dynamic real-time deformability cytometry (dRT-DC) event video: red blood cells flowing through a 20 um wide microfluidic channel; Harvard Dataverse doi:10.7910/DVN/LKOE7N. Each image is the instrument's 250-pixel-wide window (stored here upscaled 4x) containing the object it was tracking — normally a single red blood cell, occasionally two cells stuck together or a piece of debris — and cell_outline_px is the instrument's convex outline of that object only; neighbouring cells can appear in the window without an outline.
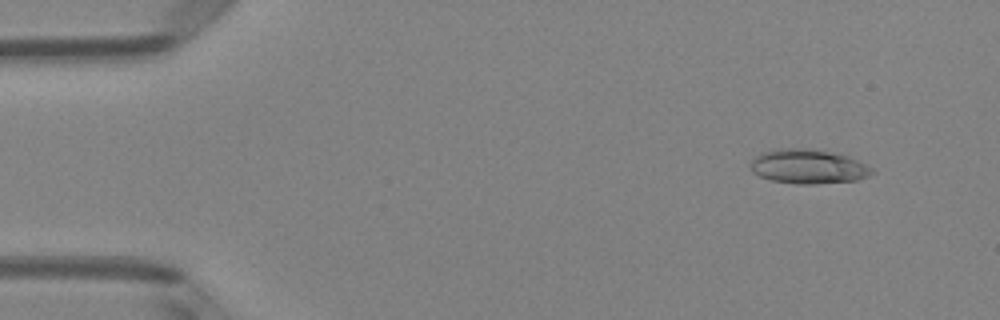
{"species": "Egyptian fruit bat (a non-hibernating species)", "species_latin": "Rousettus aegyptiacus", "temperature_condition": "room temperature", "stored_images_in_passage": 50, "camera_frame_rate_fps": 3000, "um_per_image_px": 0.085, "animal": {"sex": "female"}, "frame": {"image": 1, "passage_image": 5, "time_ms": 1.333, "image_size_px": [1000, 320], "cell_outline_px": [[876, 172], [868, 176], [856, 180], [816, 184], [796, 184], [772, 180], [760, 176], [752, 172], [752, 160], [756, 156], [764, 152], [780, 148], [808, 148], [848, 156], [872, 168]], "centroid_in_image_um": [68.71, 14.16], "position_along_channel_um": 16.3, "area_um2": 24.04}}
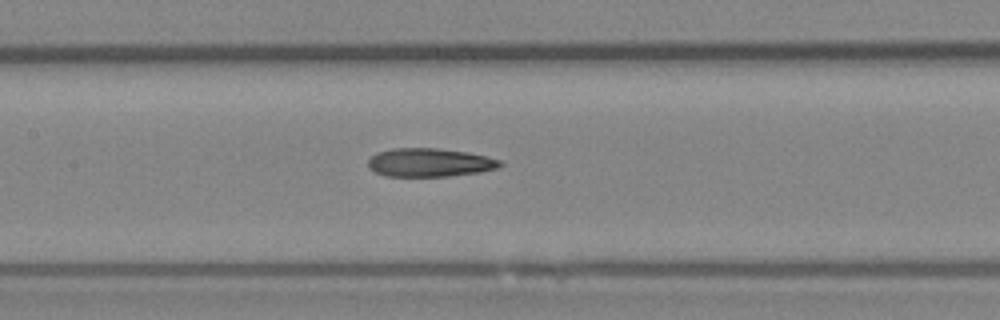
{"frame": {"image": 2, "passage_image": 24, "time_ms": 7.667, "image_size_px": [1000, 320], "cell_outline_px": [[504, 164], [496, 168], [480, 172], [448, 176], [384, 176], [368, 168], [368, 160], [376, 152], [392, 148], [436, 148], [468, 152], [504, 160]], "centroid_in_image_um": [36.53, 13.81], "position_along_channel_um": 170.9, "area_um2": 22.08}}
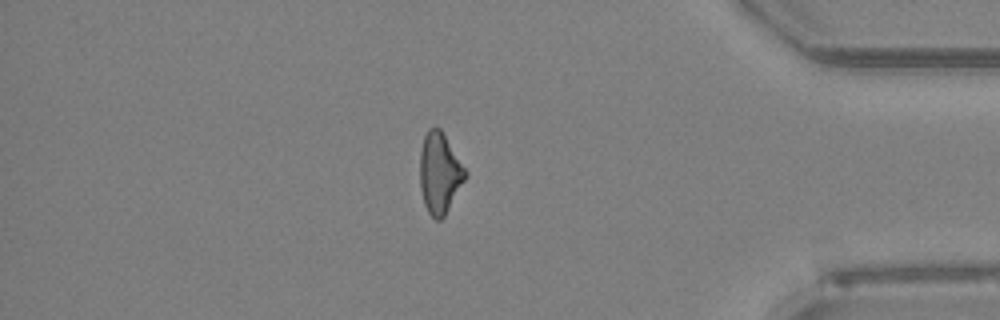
{"frame": {"image": 3, "passage_image": 43, "time_ms": 14.0, "image_size_px": [1000, 320], "cell_outline_px": [[468, 176], [444, 216], [440, 220], [436, 220], [428, 212], [424, 204], [420, 188], [420, 152], [424, 136], [428, 128], [440, 128], [468, 172]], "centroid_in_image_um": [37.38, 14.72], "position_along_channel_um": 397.8, "area_um2": 21.39}, "authors_computed_cell_mechanics": {"area_um2": 22.4842, "velocity_mm_per_s": 4.0953, "shape_relaxation_time_tau1_ms": 4.1657, "shape_relaxation_time_tau2_ms": 4.2491, "deformation_change_tau1": 0.1628, "deformation_change_tau2": 0.1586}}